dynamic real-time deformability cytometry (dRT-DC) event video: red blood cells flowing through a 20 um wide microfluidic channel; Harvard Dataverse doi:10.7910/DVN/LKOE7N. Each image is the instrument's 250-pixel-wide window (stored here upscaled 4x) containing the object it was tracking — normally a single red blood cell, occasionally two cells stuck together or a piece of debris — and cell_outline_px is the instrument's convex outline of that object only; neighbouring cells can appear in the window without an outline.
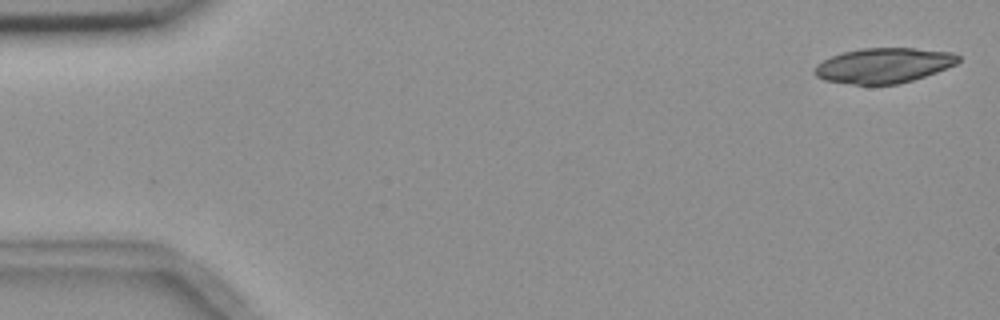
{"species": "common noctule bat (a hibernating species)", "species_latin": "Nyctalus noctula", "temperature_condition": "room temperature", "stored_images_in_passage": 5, "camera_frame_rate_fps": 3000, "um_per_image_px": 0.085, "animal": {"sex": "female", "body_mass_g": 18.4}, "frame": {"image": 1, "passage_image": 1, "time_ms": 0.0, "image_size_px": [1000, 320], "cell_outline_px": [[960, 60], [956, 64], [936, 72], [912, 80], [896, 84], [852, 84], [824, 80], [816, 76], [812, 72], [816, 64], [832, 56], [844, 52], [860, 48], [916, 48], [952, 52], [960, 56]], "centroid_in_image_um": [75.1, 5.55], "position_along_channel_um": 9.9, "area_um2": 29.3}}